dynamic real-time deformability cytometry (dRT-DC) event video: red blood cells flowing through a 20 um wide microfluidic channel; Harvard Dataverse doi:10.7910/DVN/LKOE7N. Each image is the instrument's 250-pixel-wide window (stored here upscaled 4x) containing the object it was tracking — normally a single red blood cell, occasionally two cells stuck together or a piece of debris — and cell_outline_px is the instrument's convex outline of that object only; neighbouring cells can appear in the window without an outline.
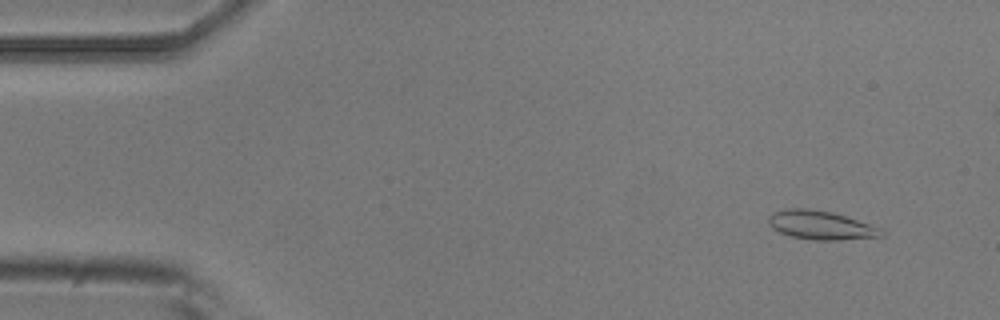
{"species": "common noctule bat (a hibernating species)", "species_latin": "Nyctalus noctula", "temperature_condition": "room temperature", "stored_images_in_passage": 49, "camera_frame_rate_fps": 3000, "um_per_image_px": 0.085, "animal": {"sex": "male", "body_mass_g": 20.5, "forearm_length_mm": 52.5}, "frame": {"image": 1, "passage_image": 3, "time_ms": 0.667, "image_size_px": [1000, 320], "cell_outline_px": [[884, 236], [840, 240], [812, 240], [792, 236], [780, 232], [772, 228], [768, 224], [768, 216], [776, 212], [788, 208], [808, 208], [832, 212], [880, 228], [884, 232]], "centroid_in_image_um": [69.75, 19.14], "position_along_channel_um": 15.3, "area_um2": 18.73}}
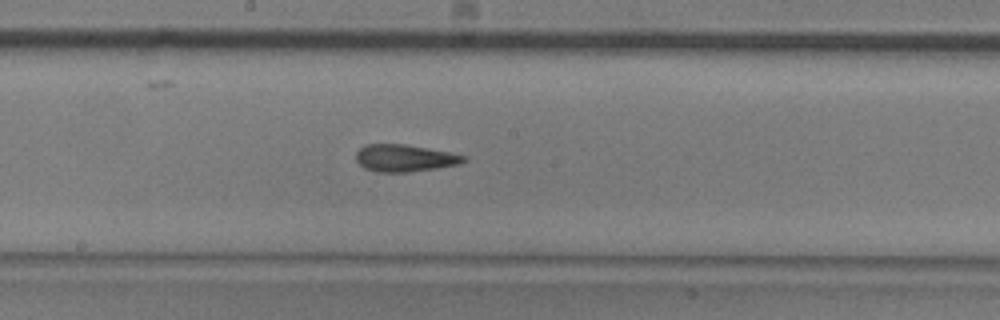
{"frame": {"image": 2, "passage_image": 27, "time_ms": 8.667, "image_size_px": [1000, 320], "cell_outline_px": [[468, 160], [460, 164], [436, 168], [408, 172], [380, 172], [364, 168], [356, 160], [356, 152], [364, 144], [404, 144], [448, 152], [464, 156]], "centroid_in_image_um": [34.37, 13.44], "position_along_channel_um": 213.8, "area_um2": 16.88}}
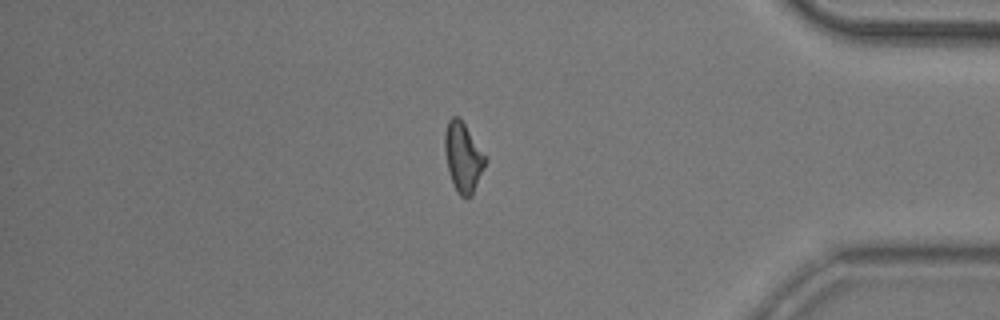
{"frame": {"image": 3, "passage_image": 44, "time_ms": 14.333, "image_size_px": [1000, 320], "cell_outline_px": [[488, 160], [472, 196], [460, 196], [456, 192], [448, 172], [444, 148], [444, 132], [448, 120], [452, 116], [460, 116], [488, 156]], "centroid_in_image_um": [39.38, 13.32], "position_along_channel_um": 395.8, "area_um2": 17.05}, "authors_computed_cell_mechanics": {"area_um2": 17.2244, "velocity_mm_per_s": 3.7519, "shape_relaxation_time_tau1_ms": 7.5574, "shape_relaxation_time_tau2_ms": 4.9779, "deformation_change_tau1": 0.1691, "deformation_change_tau2": 0.1194}}